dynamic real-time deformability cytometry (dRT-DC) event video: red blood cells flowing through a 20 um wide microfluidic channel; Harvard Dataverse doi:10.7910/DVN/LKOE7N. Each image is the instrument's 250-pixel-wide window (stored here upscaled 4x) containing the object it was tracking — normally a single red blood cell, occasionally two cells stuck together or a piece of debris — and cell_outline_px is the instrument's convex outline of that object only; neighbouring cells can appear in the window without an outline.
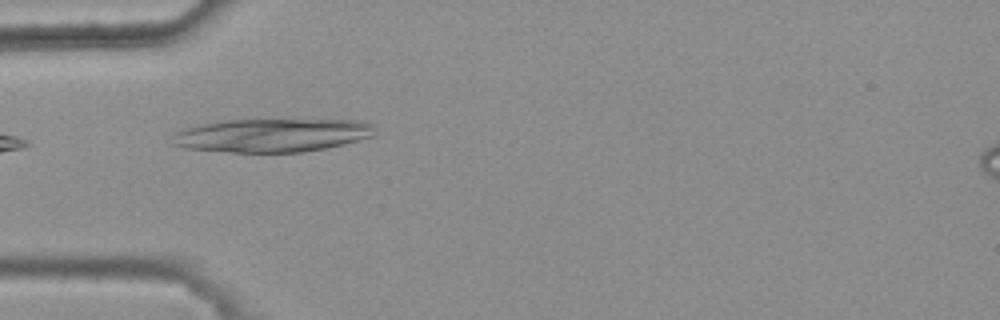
{"species": "common noctule bat (a hibernating species)", "species_latin": "Nyctalus noctula", "temperature_condition": "warm", "stored_images_in_passage": 5, "camera_frame_rate_fps": 3000, "um_per_image_px": 0.085, "animal": {"sex": "female", "body_mass_g": 25.1}, "frame": {"image": 1, "passage_image": 4, "time_ms": 1.0, "image_size_px": [1000, 320], "cell_outline_px": [[376, 132], [372, 136], [344, 144], [304, 152], [232, 152], [184, 148], [172, 144], [176, 132], [184, 128], [196, 124], [220, 120], [364, 120], [372, 124]], "centroid_in_image_um": [23.11, 11.49], "position_along_channel_um": 61.9, "area_um2": 39.54}}
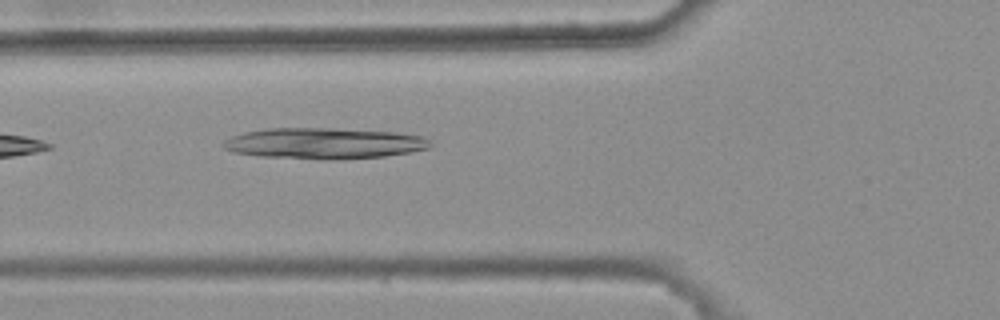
{"frame": {"image": 2, "passage_image": 5, "time_ms": 1.333, "image_size_px": [1000, 320], "cell_outline_px": [[432, 144], [428, 148], [408, 152], [384, 156], [336, 160], [260, 156], [232, 152], [224, 148], [220, 144], [224, 140], [232, 136], [244, 132], [268, 128], [336, 128], [396, 132], [420, 136], [432, 140]], "centroid_in_image_um": [27.52, 12.18], "position_along_channel_um": 98.3, "area_um2": 37.51}}